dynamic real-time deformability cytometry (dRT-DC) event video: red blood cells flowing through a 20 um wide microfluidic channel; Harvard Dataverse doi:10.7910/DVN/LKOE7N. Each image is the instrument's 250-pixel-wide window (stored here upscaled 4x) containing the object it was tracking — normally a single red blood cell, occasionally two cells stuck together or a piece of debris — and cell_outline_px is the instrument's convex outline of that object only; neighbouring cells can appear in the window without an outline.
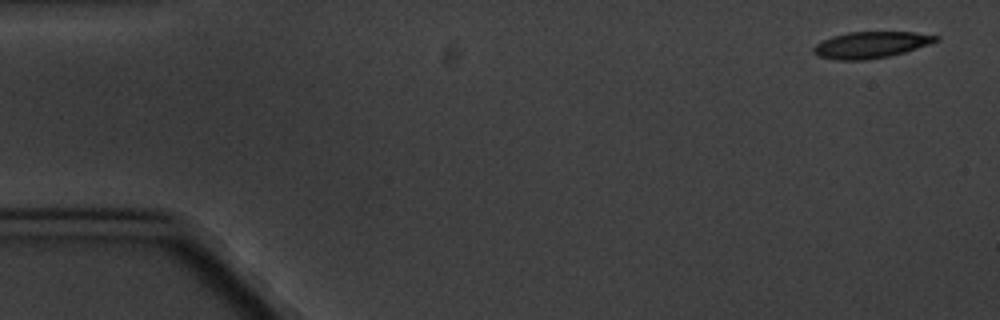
{"species": "common noctule bat (a hibernating species)", "species_latin": "Nyctalus noctula", "temperature_condition": "cold", "stored_images_in_passage": 4, "camera_frame_rate_fps": 3000, "um_per_image_px": 0.085, "animal": {"sex": "male", "body_mass_g": 20.1, "forearm_length_mm": 53.5}, "frame": {"image": 1, "passage_image": 1, "time_ms": 0.0, "image_size_px": [1000, 320], "cell_outline_px": [[940, 40], [904, 52], [888, 56], [864, 60], [836, 60], [816, 56], [812, 52], [812, 48], [816, 44], [832, 36], [848, 32], [912, 32], [940, 36]], "centroid_in_image_um": [73.98, 3.81], "position_along_channel_um": 11.0, "area_um2": 18.79}}
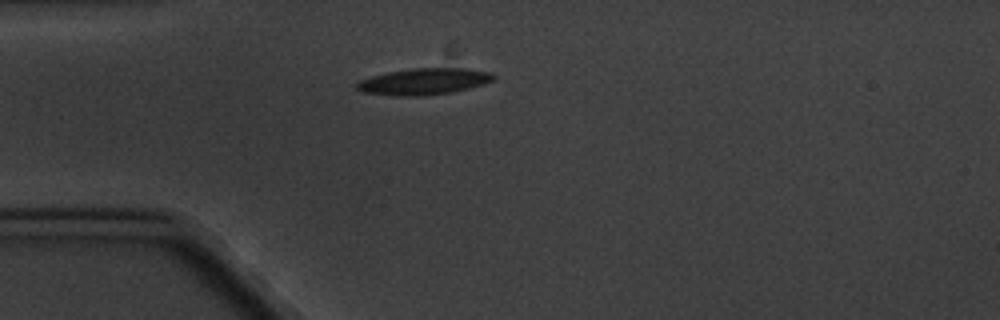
{"frame": {"image": 2, "passage_image": 4, "time_ms": 4.333, "image_size_px": [1000, 320], "cell_outline_px": [[496, 80], [484, 84], [452, 92], [420, 96], [396, 96], [360, 92], [356, 88], [356, 84], [360, 80], [372, 76], [388, 72], [412, 68], [464, 68], [492, 72], [496, 76]], "centroid_in_image_um": [36.05, 6.93], "position_along_channel_um": 48.9, "area_um2": 21.21}}